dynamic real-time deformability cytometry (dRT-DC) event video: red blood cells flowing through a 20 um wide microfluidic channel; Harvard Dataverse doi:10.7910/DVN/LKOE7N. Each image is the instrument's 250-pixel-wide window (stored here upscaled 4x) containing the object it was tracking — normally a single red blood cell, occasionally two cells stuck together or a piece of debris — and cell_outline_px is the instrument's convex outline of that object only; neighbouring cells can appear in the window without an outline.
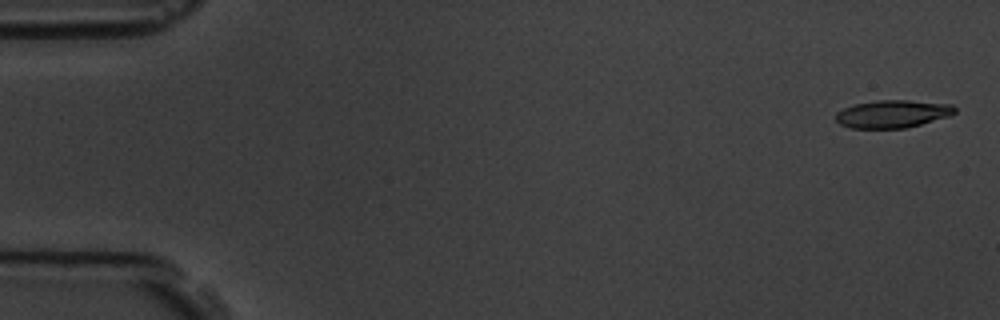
{"species": "common noctule bat (a hibernating species)", "species_latin": "Nyctalus noctula", "temperature_condition": "room temperature", "stored_images_in_passage": 9, "camera_frame_rate_fps": 3000, "um_per_image_px": 0.085, "animal": {"sex": "male", "body_mass_g": 19.5, "forearm_length_mm": 54.6}, "frame": {"image": 1, "passage_image": 1, "time_ms": 0.0, "image_size_px": [1000, 320], "cell_outline_px": [[956, 112], [948, 116], [920, 124], [904, 128], [852, 128], [840, 124], [836, 120], [836, 112], [844, 108], [856, 104], [876, 100], [908, 100], [952, 104], [956, 108]], "centroid_in_image_um": [75.87, 9.67], "position_along_channel_um": 9.1, "area_um2": 19.07}}
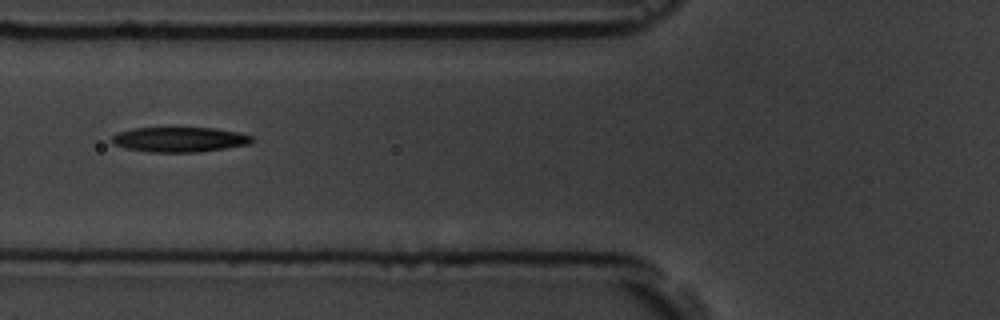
{"frame": {"image": 2, "passage_image": 7, "time_ms": 6.667, "image_size_px": [1000, 320], "cell_outline_px": [[256, 140], [248, 144], [200, 152], [148, 152], [128, 148], [112, 144], [112, 136], [120, 132], [132, 128], [212, 128], [240, 132], [252, 136]], "centroid_in_image_um": [15.29, 11.86], "position_along_channel_um": 110.5, "area_um2": 20.29}}
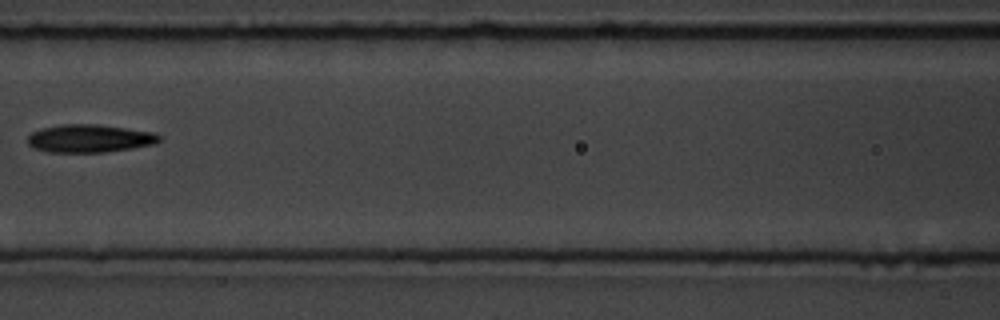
{"frame": {"image": 3, "passage_image": 8, "time_ms": 8.0, "image_size_px": [1000, 320], "cell_outline_px": [[160, 140], [152, 144], [132, 148], [104, 152], [48, 152], [32, 148], [28, 144], [28, 136], [32, 132], [40, 128], [64, 124], [100, 124], [156, 132], [160, 136]], "centroid_in_image_um": [7.6, 11.76], "position_along_channel_um": 159.0, "area_um2": 21.56}}